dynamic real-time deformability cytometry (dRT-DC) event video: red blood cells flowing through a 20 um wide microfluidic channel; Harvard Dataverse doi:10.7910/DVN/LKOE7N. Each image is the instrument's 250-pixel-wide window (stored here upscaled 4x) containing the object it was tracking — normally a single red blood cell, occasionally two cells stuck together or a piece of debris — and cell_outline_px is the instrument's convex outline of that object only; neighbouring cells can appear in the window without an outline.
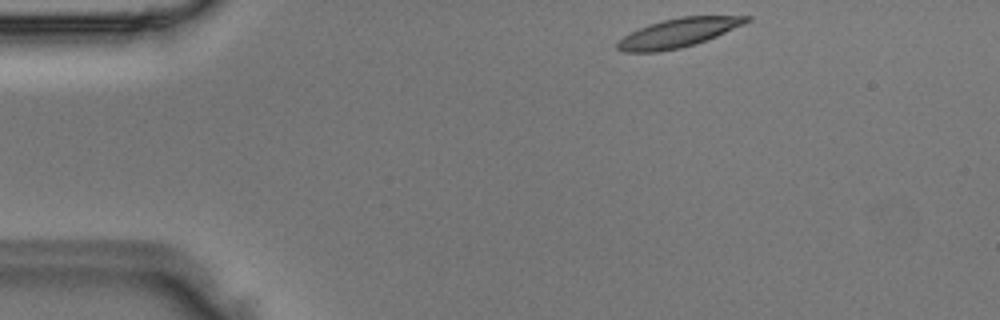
{"species": "Egyptian fruit bat (a non-hibernating species)", "species_latin": "Rousettus aegyptiacus", "temperature_condition": "room temperature", "stored_images_in_passage": 4, "camera_frame_rate_fps": 3000, "um_per_image_px": 0.085, "animal": {"sex": "male"}, "frame": {"image": 1, "passage_image": 4, "time_ms": 1.0, "image_size_px": [1000, 320], "cell_outline_px": [[752, 20], [744, 24], [716, 36], [680, 48], [656, 52], [624, 52], [616, 48], [616, 44], [624, 36], [648, 24], [680, 16], [752, 16]], "centroid_in_image_um": [57.65, 2.78], "position_along_channel_um": 27.3, "area_um2": 21.39}}